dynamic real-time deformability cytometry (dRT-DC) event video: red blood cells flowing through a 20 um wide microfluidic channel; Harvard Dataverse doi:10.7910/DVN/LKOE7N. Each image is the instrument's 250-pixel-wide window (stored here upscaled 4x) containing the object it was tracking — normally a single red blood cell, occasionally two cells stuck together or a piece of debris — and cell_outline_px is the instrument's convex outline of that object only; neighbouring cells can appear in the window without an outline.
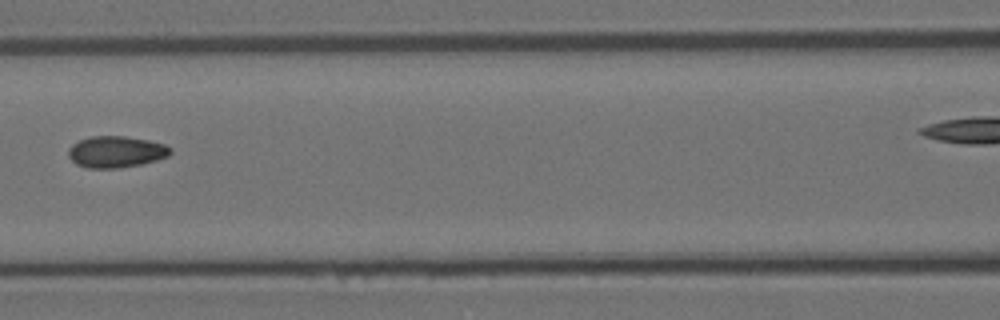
{"species": "Egyptian fruit bat (a non-hibernating species)", "species_latin": "Rousettus aegyptiacus", "temperature_condition": "room temperature", "stored_images_in_passage": 7, "segment_of_instrument_passage": [1, 2], "camera_frame_rate_fps": 3000, "um_per_image_px": 0.085, "animal": {"sex": "female"}, "frame": {"image": 1, "passage_image": 6, "time_ms": 1.667, "image_size_px": [1000, 320], "cell_outline_px": [[172, 152], [168, 156], [156, 160], [140, 164], [120, 168], [88, 168], [76, 164], [68, 156], [68, 148], [72, 144], [80, 140], [92, 136], [124, 136], [148, 140], [164, 144], [172, 148]], "centroid_in_image_um": [9.86, 12.9], "position_along_channel_um": 156.7, "area_um2": 18.73}}